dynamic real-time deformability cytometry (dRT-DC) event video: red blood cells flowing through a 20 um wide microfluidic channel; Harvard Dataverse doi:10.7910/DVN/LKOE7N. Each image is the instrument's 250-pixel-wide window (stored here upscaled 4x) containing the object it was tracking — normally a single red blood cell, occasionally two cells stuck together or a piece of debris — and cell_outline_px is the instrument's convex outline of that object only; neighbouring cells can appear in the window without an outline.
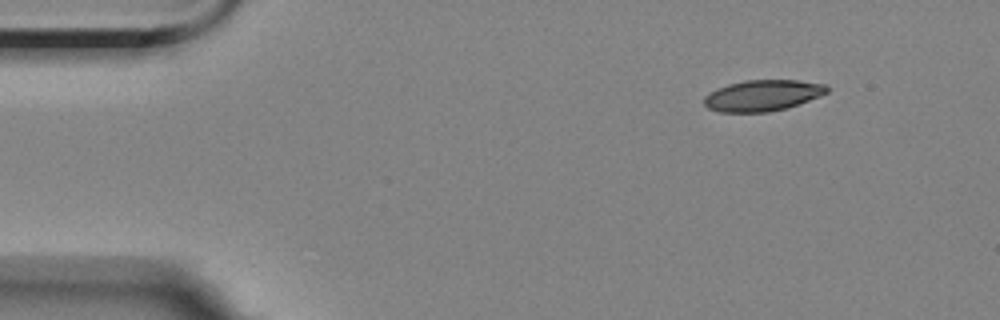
{"species": "Egyptian fruit bat (a non-hibernating species)", "species_latin": "Rousettus aegyptiacus", "temperature_condition": "room temperature", "stored_images_in_passage": 4, "camera_frame_rate_fps": 3000, "um_per_image_px": 0.085, "animal": {"sex": "female"}, "frame": {"image": 1, "passage_image": 1, "time_ms": 0.0, "image_size_px": [1000, 320], "cell_outline_px": [[828, 92], [820, 96], [784, 108], [768, 112], [720, 112], [708, 108], [704, 104], [704, 96], [716, 88], [728, 84], [744, 80], [800, 80], [824, 84], [828, 88]], "centroid_in_image_um": [64.78, 8.1], "position_along_channel_um": 20.2, "area_um2": 22.14}}
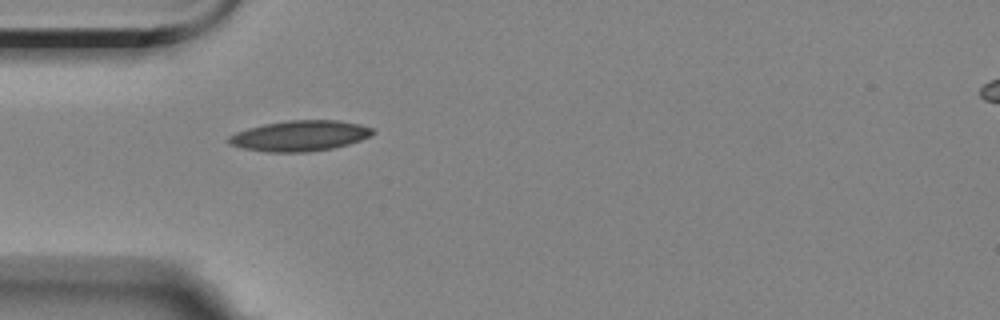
{"frame": {"image": 2, "passage_image": 4, "time_ms": 3.333, "image_size_px": [1000, 320], "cell_outline_px": [[376, 132], [360, 140], [348, 144], [332, 148], [308, 152], [268, 152], [244, 148], [228, 144], [228, 136], [236, 132], [248, 128], [264, 124], [288, 120], [336, 120], [360, 124], [376, 128]], "centroid_in_image_um": [25.5, 11.54], "position_along_channel_um": 59.5, "area_um2": 25.66}}